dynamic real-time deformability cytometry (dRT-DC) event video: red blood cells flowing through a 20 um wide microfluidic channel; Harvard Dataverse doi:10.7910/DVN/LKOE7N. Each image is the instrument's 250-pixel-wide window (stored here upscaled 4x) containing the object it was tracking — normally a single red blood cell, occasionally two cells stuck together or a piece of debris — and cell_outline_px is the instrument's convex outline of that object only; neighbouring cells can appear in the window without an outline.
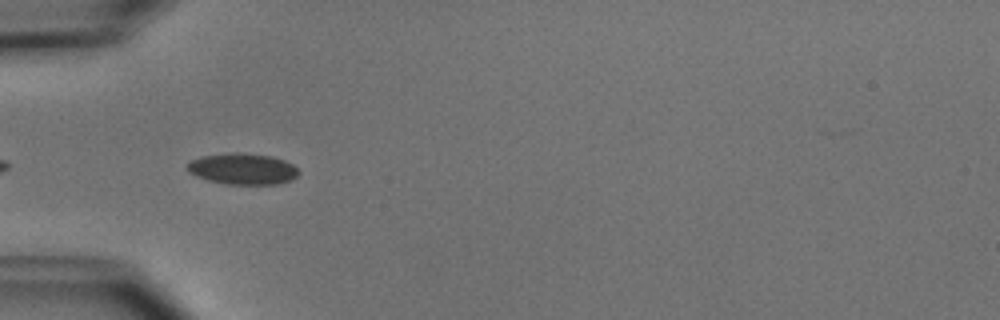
{"species": "common noctule bat (a hibernating species)", "species_latin": "Nyctalus noctula", "temperature_condition": "cold", "stored_images_in_passage": 7, "camera_frame_rate_fps": 3000, "um_per_image_px": 0.085, "animal": {"sex": "male", "body_mass_g": 15.6}, "frame": {"image": 1, "passage_image": 4, "time_ms": 4.333, "image_size_px": [1000, 320], "cell_outline_px": [[300, 172], [292, 180], [280, 184], [228, 184], [208, 180], [196, 176], [188, 172], [184, 168], [184, 164], [200, 156], [232, 152], [236, 152], [272, 156], [284, 160], [292, 164]], "centroid_in_image_um": [20.59, 14.35], "position_along_channel_um": 64.4, "area_um2": 20.46}}
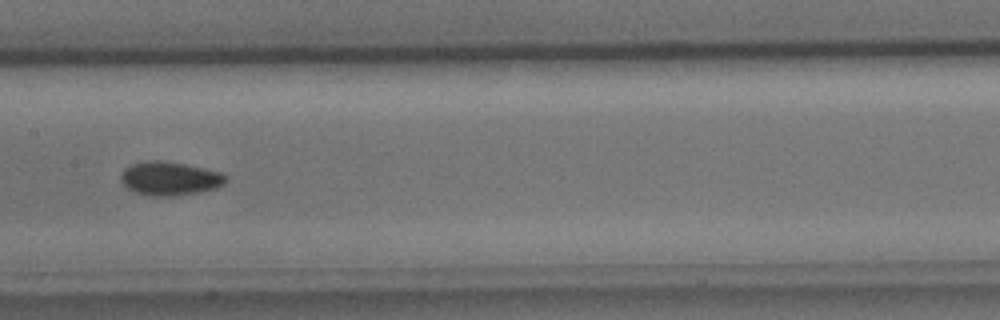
{"frame": {"image": 2, "passage_image": 7, "time_ms": 7.667, "image_size_px": [1000, 320], "cell_outline_px": [[228, 180], [224, 184], [216, 188], [196, 192], [168, 196], [152, 196], [136, 192], [128, 188], [120, 180], [120, 176], [124, 168], [132, 164], [148, 160], [160, 160], [184, 164], [204, 168], [220, 172]], "centroid_in_image_um": [14.41, 15.16], "position_along_channel_um": 193.0, "area_um2": 20.35}}